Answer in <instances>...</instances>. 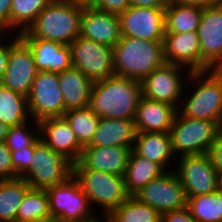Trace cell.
<instances>
[{
    "label": "cell",
    "mask_w": 222,
    "mask_h": 222,
    "mask_svg": "<svg viewBox=\"0 0 222 222\" xmlns=\"http://www.w3.org/2000/svg\"><path fill=\"white\" fill-rule=\"evenodd\" d=\"M35 130L28 128L27 122L9 128L5 144L11 151L22 150L24 147L34 146L40 139L39 122L33 120Z\"/></svg>",
    "instance_id": "cell-35"
},
{
    "label": "cell",
    "mask_w": 222,
    "mask_h": 222,
    "mask_svg": "<svg viewBox=\"0 0 222 222\" xmlns=\"http://www.w3.org/2000/svg\"><path fill=\"white\" fill-rule=\"evenodd\" d=\"M172 0H131V6L147 8H166Z\"/></svg>",
    "instance_id": "cell-43"
},
{
    "label": "cell",
    "mask_w": 222,
    "mask_h": 222,
    "mask_svg": "<svg viewBox=\"0 0 222 222\" xmlns=\"http://www.w3.org/2000/svg\"><path fill=\"white\" fill-rule=\"evenodd\" d=\"M141 82L111 76L94 82L89 108L101 118L135 120Z\"/></svg>",
    "instance_id": "cell-1"
},
{
    "label": "cell",
    "mask_w": 222,
    "mask_h": 222,
    "mask_svg": "<svg viewBox=\"0 0 222 222\" xmlns=\"http://www.w3.org/2000/svg\"><path fill=\"white\" fill-rule=\"evenodd\" d=\"M134 197L141 203L153 207L160 214L186 208L188 202L184 187L174 168L149 182Z\"/></svg>",
    "instance_id": "cell-12"
},
{
    "label": "cell",
    "mask_w": 222,
    "mask_h": 222,
    "mask_svg": "<svg viewBox=\"0 0 222 222\" xmlns=\"http://www.w3.org/2000/svg\"><path fill=\"white\" fill-rule=\"evenodd\" d=\"M108 218L110 222H161V214L153 207L130 196L114 209Z\"/></svg>",
    "instance_id": "cell-31"
},
{
    "label": "cell",
    "mask_w": 222,
    "mask_h": 222,
    "mask_svg": "<svg viewBox=\"0 0 222 222\" xmlns=\"http://www.w3.org/2000/svg\"><path fill=\"white\" fill-rule=\"evenodd\" d=\"M177 168L175 173L184 187L187 198L218 190L217 170L208 153L181 156L177 161Z\"/></svg>",
    "instance_id": "cell-14"
},
{
    "label": "cell",
    "mask_w": 222,
    "mask_h": 222,
    "mask_svg": "<svg viewBox=\"0 0 222 222\" xmlns=\"http://www.w3.org/2000/svg\"><path fill=\"white\" fill-rule=\"evenodd\" d=\"M11 3L12 0H0V34L10 32Z\"/></svg>",
    "instance_id": "cell-41"
},
{
    "label": "cell",
    "mask_w": 222,
    "mask_h": 222,
    "mask_svg": "<svg viewBox=\"0 0 222 222\" xmlns=\"http://www.w3.org/2000/svg\"><path fill=\"white\" fill-rule=\"evenodd\" d=\"M197 33L201 71L222 70V4L203 7Z\"/></svg>",
    "instance_id": "cell-15"
},
{
    "label": "cell",
    "mask_w": 222,
    "mask_h": 222,
    "mask_svg": "<svg viewBox=\"0 0 222 222\" xmlns=\"http://www.w3.org/2000/svg\"><path fill=\"white\" fill-rule=\"evenodd\" d=\"M185 68L177 64L165 63L160 68L155 69L141 81L142 96L150 100L171 104L179 109L182 98L185 97L184 89L188 85L186 78L191 73L189 69ZM182 71L187 73L183 80ZM185 82L186 85H184Z\"/></svg>",
    "instance_id": "cell-9"
},
{
    "label": "cell",
    "mask_w": 222,
    "mask_h": 222,
    "mask_svg": "<svg viewBox=\"0 0 222 222\" xmlns=\"http://www.w3.org/2000/svg\"><path fill=\"white\" fill-rule=\"evenodd\" d=\"M12 36L9 33L11 37L9 59L0 84L27 97L38 71L29 46L18 34L14 33L15 37Z\"/></svg>",
    "instance_id": "cell-13"
},
{
    "label": "cell",
    "mask_w": 222,
    "mask_h": 222,
    "mask_svg": "<svg viewBox=\"0 0 222 222\" xmlns=\"http://www.w3.org/2000/svg\"><path fill=\"white\" fill-rule=\"evenodd\" d=\"M58 79L66 111L89 106L94 84L90 78L80 70L71 67L58 73Z\"/></svg>",
    "instance_id": "cell-23"
},
{
    "label": "cell",
    "mask_w": 222,
    "mask_h": 222,
    "mask_svg": "<svg viewBox=\"0 0 222 222\" xmlns=\"http://www.w3.org/2000/svg\"><path fill=\"white\" fill-rule=\"evenodd\" d=\"M18 177L12 164L11 150L7 147L5 142H0V180Z\"/></svg>",
    "instance_id": "cell-37"
},
{
    "label": "cell",
    "mask_w": 222,
    "mask_h": 222,
    "mask_svg": "<svg viewBox=\"0 0 222 222\" xmlns=\"http://www.w3.org/2000/svg\"><path fill=\"white\" fill-rule=\"evenodd\" d=\"M9 126L0 121V142H5Z\"/></svg>",
    "instance_id": "cell-45"
},
{
    "label": "cell",
    "mask_w": 222,
    "mask_h": 222,
    "mask_svg": "<svg viewBox=\"0 0 222 222\" xmlns=\"http://www.w3.org/2000/svg\"><path fill=\"white\" fill-rule=\"evenodd\" d=\"M167 172L160 164L138 155L133 149L130 153L128 165L124 173L125 188L130 196L152 180Z\"/></svg>",
    "instance_id": "cell-26"
},
{
    "label": "cell",
    "mask_w": 222,
    "mask_h": 222,
    "mask_svg": "<svg viewBox=\"0 0 222 222\" xmlns=\"http://www.w3.org/2000/svg\"><path fill=\"white\" fill-rule=\"evenodd\" d=\"M131 6V0H98L92 7L113 14H121Z\"/></svg>",
    "instance_id": "cell-38"
},
{
    "label": "cell",
    "mask_w": 222,
    "mask_h": 222,
    "mask_svg": "<svg viewBox=\"0 0 222 222\" xmlns=\"http://www.w3.org/2000/svg\"><path fill=\"white\" fill-rule=\"evenodd\" d=\"M39 222H55L53 220H44V221H39Z\"/></svg>",
    "instance_id": "cell-50"
},
{
    "label": "cell",
    "mask_w": 222,
    "mask_h": 222,
    "mask_svg": "<svg viewBox=\"0 0 222 222\" xmlns=\"http://www.w3.org/2000/svg\"><path fill=\"white\" fill-rule=\"evenodd\" d=\"M52 0H12L10 13V32L26 31L39 13ZM18 30V31H17Z\"/></svg>",
    "instance_id": "cell-33"
},
{
    "label": "cell",
    "mask_w": 222,
    "mask_h": 222,
    "mask_svg": "<svg viewBox=\"0 0 222 222\" xmlns=\"http://www.w3.org/2000/svg\"><path fill=\"white\" fill-rule=\"evenodd\" d=\"M72 67L93 82L115 75L111 47L78 36L70 44Z\"/></svg>",
    "instance_id": "cell-11"
},
{
    "label": "cell",
    "mask_w": 222,
    "mask_h": 222,
    "mask_svg": "<svg viewBox=\"0 0 222 222\" xmlns=\"http://www.w3.org/2000/svg\"><path fill=\"white\" fill-rule=\"evenodd\" d=\"M163 49L166 63L184 66L191 72L201 71V48L197 31L165 33Z\"/></svg>",
    "instance_id": "cell-20"
},
{
    "label": "cell",
    "mask_w": 222,
    "mask_h": 222,
    "mask_svg": "<svg viewBox=\"0 0 222 222\" xmlns=\"http://www.w3.org/2000/svg\"><path fill=\"white\" fill-rule=\"evenodd\" d=\"M98 0H78L79 3L83 7H92Z\"/></svg>",
    "instance_id": "cell-47"
},
{
    "label": "cell",
    "mask_w": 222,
    "mask_h": 222,
    "mask_svg": "<svg viewBox=\"0 0 222 222\" xmlns=\"http://www.w3.org/2000/svg\"><path fill=\"white\" fill-rule=\"evenodd\" d=\"M31 119L40 121L50 117H63L66 110L59 87L58 73L37 72L27 96Z\"/></svg>",
    "instance_id": "cell-10"
},
{
    "label": "cell",
    "mask_w": 222,
    "mask_h": 222,
    "mask_svg": "<svg viewBox=\"0 0 222 222\" xmlns=\"http://www.w3.org/2000/svg\"><path fill=\"white\" fill-rule=\"evenodd\" d=\"M187 208L196 222H222V192L190 197Z\"/></svg>",
    "instance_id": "cell-32"
},
{
    "label": "cell",
    "mask_w": 222,
    "mask_h": 222,
    "mask_svg": "<svg viewBox=\"0 0 222 222\" xmlns=\"http://www.w3.org/2000/svg\"><path fill=\"white\" fill-rule=\"evenodd\" d=\"M80 36L113 48L122 38L119 16L94 7H83Z\"/></svg>",
    "instance_id": "cell-19"
},
{
    "label": "cell",
    "mask_w": 222,
    "mask_h": 222,
    "mask_svg": "<svg viewBox=\"0 0 222 222\" xmlns=\"http://www.w3.org/2000/svg\"><path fill=\"white\" fill-rule=\"evenodd\" d=\"M136 133L134 120L100 117L93 138L87 146H134Z\"/></svg>",
    "instance_id": "cell-25"
},
{
    "label": "cell",
    "mask_w": 222,
    "mask_h": 222,
    "mask_svg": "<svg viewBox=\"0 0 222 222\" xmlns=\"http://www.w3.org/2000/svg\"><path fill=\"white\" fill-rule=\"evenodd\" d=\"M5 35L6 34H0V82L2 81L4 72L6 71L10 53V38H8L9 34H7L6 36Z\"/></svg>",
    "instance_id": "cell-42"
},
{
    "label": "cell",
    "mask_w": 222,
    "mask_h": 222,
    "mask_svg": "<svg viewBox=\"0 0 222 222\" xmlns=\"http://www.w3.org/2000/svg\"><path fill=\"white\" fill-rule=\"evenodd\" d=\"M217 185L218 190L222 192V171H217Z\"/></svg>",
    "instance_id": "cell-48"
},
{
    "label": "cell",
    "mask_w": 222,
    "mask_h": 222,
    "mask_svg": "<svg viewBox=\"0 0 222 222\" xmlns=\"http://www.w3.org/2000/svg\"><path fill=\"white\" fill-rule=\"evenodd\" d=\"M133 150L138 155L160 164L166 171H170L168 168L171 167V159L178 157L173 152L170 134L165 132L136 133Z\"/></svg>",
    "instance_id": "cell-24"
},
{
    "label": "cell",
    "mask_w": 222,
    "mask_h": 222,
    "mask_svg": "<svg viewBox=\"0 0 222 222\" xmlns=\"http://www.w3.org/2000/svg\"><path fill=\"white\" fill-rule=\"evenodd\" d=\"M82 11L77 2L52 0L24 32L31 39L70 45L80 36Z\"/></svg>",
    "instance_id": "cell-2"
},
{
    "label": "cell",
    "mask_w": 222,
    "mask_h": 222,
    "mask_svg": "<svg viewBox=\"0 0 222 222\" xmlns=\"http://www.w3.org/2000/svg\"><path fill=\"white\" fill-rule=\"evenodd\" d=\"M184 4H192L201 7H209L222 4V0H176Z\"/></svg>",
    "instance_id": "cell-44"
},
{
    "label": "cell",
    "mask_w": 222,
    "mask_h": 222,
    "mask_svg": "<svg viewBox=\"0 0 222 222\" xmlns=\"http://www.w3.org/2000/svg\"><path fill=\"white\" fill-rule=\"evenodd\" d=\"M217 132L216 122L187 118L178 111L169 131L173 152L178 157L208 153Z\"/></svg>",
    "instance_id": "cell-7"
},
{
    "label": "cell",
    "mask_w": 222,
    "mask_h": 222,
    "mask_svg": "<svg viewBox=\"0 0 222 222\" xmlns=\"http://www.w3.org/2000/svg\"><path fill=\"white\" fill-rule=\"evenodd\" d=\"M33 150L34 146H28L22 150L11 151L14 171L19 177H23L30 170Z\"/></svg>",
    "instance_id": "cell-36"
},
{
    "label": "cell",
    "mask_w": 222,
    "mask_h": 222,
    "mask_svg": "<svg viewBox=\"0 0 222 222\" xmlns=\"http://www.w3.org/2000/svg\"><path fill=\"white\" fill-rule=\"evenodd\" d=\"M103 220L100 218L101 216L100 215H95L93 218H89V219H86L84 221H79V222H110L109 218H108V215H105L103 214ZM100 218V219H99Z\"/></svg>",
    "instance_id": "cell-46"
},
{
    "label": "cell",
    "mask_w": 222,
    "mask_h": 222,
    "mask_svg": "<svg viewBox=\"0 0 222 222\" xmlns=\"http://www.w3.org/2000/svg\"><path fill=\"white\" fill-rule=\"evenodd\" d=\"M202 13L201 6L172 0L165 9V33L197 31Z\"/></svg>",
    "instance_id": "cell-27"
},
{
    "label": "cell",
    "mask_w": 222,
    "mask_h": 222,
    "mask_svg": "<svg viewBox=\"0 0 222 222\" xmlns=\"http://www.w3.org/2000/svg\"><path fill=\"white\" fill-rule=\"evenodd\" d=\"M161 222H196V220L186 207L177 211H169L161 214Z\"/></svg>",
    "instance_id": "cell-40"
},
{
    "label": "cell",
    "mask_w": 222,
    "mask_h": 222,
    "mask_svg": "<svg viewBox=\"0 0 222 222\" xmlns=\"http://www.w3.org/2000/svg\"><path fill=\"white\" fill-rule=\"evenodd\" d=\"M165 9L130 6L119 14L122 37L163 42Z\"/></svg>",
    "instance_id": "cell-16"
},
{
    "label": "cell",
    "mask_w": 222,
    "mask_h": 222,
    "mask_svg": "<svg viewBox=\"0 0 222 222\" xmlns=\"http://www.w3.org/2000/svg\"><path fill=\"white\" fill-rule=\"evenodd\" d=\"M46 192L52 220L55 222H79L96 215L73 175L64 183L49 187Z\"/></svg>",
    "instance_id": "cell-8"
},
{
    "label": "cell",
    "mask_w": 222,
    "mask_h": 222,
    "mask_svg": "<svg viewBox=\"0 0 222 222\" xmlns=\"http://www.w3.org/2000/svg\"><path fill=\"white\" fill-rule=\"evenodd\" d=\"M40 139L55 152L73 164L77 163L83 151L69 122L63 117H50L39 121Z\"/></svg>",
    "instance_id": "cell-18"
},
{
    "label": "cell",
    "mask_w": 222,
    "mask_h": 222,
    "mask_svg": "<svg viewBox=\"0 0 222 222\" xmlns=\"http://www.w3.org/2000/svg\"><path fill=\"white\" fill-rule=\"evenodd\" d=\"M217 126H218V131L222 132V110L219 116V120L217 122Z\"/></svg>",
    "instance_id": "cell-49"
},
{
    "label": "cell",
    "mask_w": 222,
    "mask_h": 222,
    "mask_svg": "<svg viewBox=\"0 0 222 222\" xmlns=\"http://www.w3.org/2000/svg\"><path fill=\"white\" fill-rule=\"evenodd\" d=\"M178 109L168 103L140 97L134 120L136 132L169 133Z\"/></svg>",
    "instance_id": "cell-22"
},
{
    "label": "cell",
    "mask_w": 222,
    "mask_h": 222,
    "mask_svg": "<svg viewBox=\"0 0 222 222\" xmlns=\"http://www.w3.org/2000/svg\"><path fill=\"white\" fill-rule=\"evenodd\" d=\"M73 175V163L41 139L34 145L30 170L22 177L32 189L47 190Z\"/></svg>",
    "instance_id": "cell-6"
},
{
    "label": "cell",
    "mask_w": 222,
    "mask_h": 222,
    "mask_svg": "<svg viewBox=\"0 0 222 222\" xmlns=\"http://www.w3.org/2000/svg\"><path fill=\"white\" fill-rule=\"evenodd\" d=\"M208 155L217 171H222V132L218 131Z\"/></svg>",
    "instance_id": "cell-39"
},
{
    "label": "cell",
    "mask_w": 222,
    "mask_h": 222,
    "mask_svg": "<svg viewBox=\"0 0 222 222\" xmlns=\"http://www.w3.org/2000/svg\"><path fill=\"white\" fill-rule=\"evenodd\" d=\"M133 146H85L73 169H92L124 176Z\"/></svg>",
    "instance_id": "cell-17"
},
{
    "label": "cell",
    "mask_w": 222,
    "mask_h": 222,
    "mask_svg": "<svg viewBox=\"0 0 222 222\" xmlns=\"http://www.w3.org/2000/svg\"><path fill=\"white\" fill-rule=\"evenodd\" d=\"M64 117L69 122L79 143L83 147L87 146L93 138L100 117L89 107L68 110Z\"/></svg>",
    "instance_id": "cell-34"
},
{
    "label": "cell",
    "mask_w": 222,
    "mask_h": 222,
    "mask_svg": "<svg viewBox=\"0 0 222 222\" xmlns=\"http://www.w3.org/2000/svg\"><path fill=\"white\" fill-rule=\"evenodd\" d=\"M31 187L22 178L0 180V222H16V214Z\"/></svg>",
    "instance_id": "cell-29"
},
{
    "label": "cell",
    "mask_w": 222,
    "mask_h": 222,
    "mask_svg": "<svg viewBox=\"0 0 222 222\" xmlns=\"http://www.w3.org/2000/svg\"><path fill=\"white\" fill-rule=\"evenodd\" d=\"M18 35L31 49L38 72L60 73L72 67L70 45L44 39H31L24 31Z\"/></svg>",
    "instance_id": "cell-21"
},
{
    "label": "cell",
    "mask_w": 222,
    "mask_h": 222,
    "mask_svg": "<svg viewBox=\"0 0 222 222\" xmlns=\"http://www.w3.org/2000/svg\"><path fill=\"white\" fill-rule=\"evenodd\" d=\"M65 1H72V2H77L78 0H65Z\"/></svg>",
    "instance_id": "cell-51"
},
{
    "label": "cell",
    "mask_w": 222,
    "mask_h": 222,
    "mask_svg": "<svg viewBox=\"0 0 222 222\" xmlns=\"http://www.w3.org/2000/svg\"><path fill=\"white\" fill-rule=\"evenodd\" d=\"M31 120L27 97L0 84V121L13 127Z\"/></svg>",
    "instance_id": "cell-28"
},
{
    "label": "cell",
    "mask_w": 222,
    "mask_h": 222,
    "mask_svg": "<svg viewBox=\"0 0 222 222\" xmlns=\"http://www.w3.org/2000/svg\"><path fill=\"white\" fill-rule=\"evenodd\" d=\"M112 51L115 75L138 82L166 63L163 42L122 37Z\"/></svg>",
    "instance_id": "cell-3"
},
{
    "label": "cell",
    "mask_w": 222,
    "mask_h": 222,
    "mask_svg": "<svg viewBox=\"0 0 222 222\" xmlns=\"http://www.w3.org/2000/svg\"><path fill=\"white\" fill-rule=\"evenodd\" d=\"M52 220L46 190L30 188L19 205L16 222Z\"/></svg>",
    "instance_id": "cell-30"
},
{
    "label": "cell",
    "mask_w": 222,
    "mask_h": 222,
    "mask_svg": "<svg viewBox=\"0 0 222 222\" xmlns=\"http://www.w3.org/2000/svg\"><path fill=\"white\" fill-rule=\"evenodd\" d=\"M187 81L189 86L197 82L196 90L181 101L178 111L187 118L217 123L222 110V70L191 72Z\"/></svg>",
    "instance_id": "cell-4"
},
{
    "label": "cell",
    "mask_w": 222,
    "mask_h": 222,
    "mask_svg": "<svg viewBox=\"0 0 222 222\" xmlns=\"http://www.w3.org/2000/svg\"><path fill=\"white\" fill-rule=\"evenodd\" d=\"M73 177L88 197L91 206H99L102 214L109 215L130 197L123 176L92 169H73Z\"/></svg>",
    "instance_id": "cell-5"
}]
</instances>
